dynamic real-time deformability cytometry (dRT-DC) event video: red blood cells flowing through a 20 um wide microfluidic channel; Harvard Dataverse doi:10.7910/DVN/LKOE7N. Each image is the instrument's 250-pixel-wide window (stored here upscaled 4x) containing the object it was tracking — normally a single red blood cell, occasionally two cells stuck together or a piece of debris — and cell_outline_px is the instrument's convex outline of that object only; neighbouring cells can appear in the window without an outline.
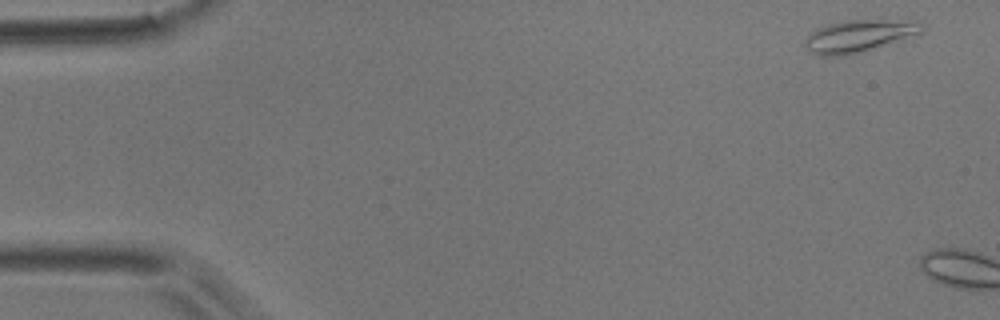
{"species": "common noctule bat (a hibernating species)", "species_latin": "Nyctalus noctula", "temperature_condition": "room temperature", "stored_images_in_passage": 2, "camera_frame_rate_fps": 3000, "um_per_image_px": 0.085, "animal": {"sex": "male", "body_mass_g": 17.9}, "frame": {"image": 1, "passage_image": 1, "time_ms": 0.0, "image_size_px": [1000, 320], "cell_outline_px": [[924, 32], [904, 40], [848, 56], [820, 56], [812, 52], [804, 44], [804, 40], [816, 28], [828, 24], [844, 20], [920, 20], [924, 24]], "centroid_in_image_um": [73.1, 3.05], "position_along_channel_um": 11.9, "area_um2": 22.48}}